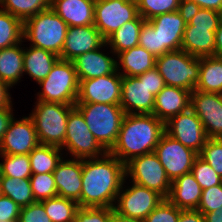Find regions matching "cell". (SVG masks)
Instances as JSON below:
<instances>
[{
	"instance_id": "6da1fadb",
	"label": "cell",
	"mask_w": 222,
	"mask_h": 222,
	"mask_svg": "<svg viewBox=\"0 0 222 222\" xmlns=\"http://www.w3.org/2000/svg\"><path fill=\"white\" fill-rule=\"evenodd\" d=\"M125 177V164L109 152L100 159H82L79 207L113 208Z\"/></svg>"
},
{
	"instance_id": "7a4b0ae2",
	"label": "cell",
	"mask_w": 222,
	"mask_h": 222,
	"mask_svg": "<svg viewBox=\"0 0 222 222\" xmlns=\"http://www.w3.org/2000/svg\"><path fill=\"white\" fill-rule=\"evenodd\" d=\"M165 133V123L153 114H125L110 154L126 164L132 158L154 152Z\"/></svg>"
},
{
	"instance_id": "3957f363",
	"label": "cell",
	"mask_w": 222,
	"mask_h": 222,
	"mask_svg": "<svg viewBox=\"0 0 222 222\" xmlns=\"http://www.w3.org/2000/svg\"><path fill=\"white\" fill-rule=\"evenodd\" d=\"M68 27L50 7L23 22V40L60 56Z\"/></svg>"
},
{
	"instance_id": "277c9868",
	"label": "cell",
	"mask_w": 222,
	"mask_h": 222,
	"mask_svg": "<svg viewBox=\"0 0 222 222\" xmlns=\"http://www.w3.org/2000/svg\"><path fill=\"white\" fill-rule=\"evenodd\" d=\"M99 144L109 152L115 145L125 112L120 105L75 103Z\"/></svg>"
},
{
	"instance_id": "5b68a950",
	"label": "cell",
	"mask_w": 222,
	"mask_h": 222,
	"mask_svg": "<svg viewBox=\"0 0 222 222\" xmlns=\"http://www.w3.org/2000/svg\"><path fill=\"white\" fill-rule=\"evenodd\" d=\"M79 83L73 61L59 59L47 77L38 83L42 92L38 93L37 101L75 105Z\"/></svg>"
},
{
	"instance_id": "8992f818",
	"label": "cell",
	"mask_w": 222,
	"mask_h": 222,
	"mask_svg": "<svg viewBox=\"0 0 222 222\" xmlns=\"http://www.w3.org/2000/svg\"><path fill=\"white\" fill-rule=\"evenodd\" d=\"M32 118L40 144L61 147L65 141L67 118L75 105L36 101Z\"/></svg>"
},
{
	"instance_id": "52a82bcc",
	"label": "cell",
	"mask_w": 222,
	"mask_h": 222,
	"mask_svg": "<svg viewBox=\"0 0 222 222\" xmlns=\"http://www.w3.org/2000/svg\"><path fill=\"white\" fill-rule=\"evenodd\" d=\"M155 68L162 76L165 85L192 92L199 81L200 58L184 50L171 51L156 57Z\"/></svg>"
},
{
	"instance_id": "ba28073f",
	"label": "cell",
	"mask_w": 222,
	"mask_h": 222,
	"mask_svg": "<svg viewBox=\"0 0 222 222\" xmlns=\"http://www.w3.org/2000/svg\"><path fill=\"white\" fill-rule=\"evenodd\" d=\"M125 173L130 175L132 182L168 197L171 181L155 152L132 158L125 164Z\"/></svg>"
},
{
	"instance_id": "9c48e42d",
	"label": "cell",
	"mask_w": 222,
	"mask_h": 222,
	"mask_svg": "<svg viewBox=\"0 0 222 222\" xmlns=\"http://www.w3.org/2000/svg\"><path fill=\"white\" fill-rule=\"evenodd\" d=\"M63 147L77 159L98 158L107 153L93 136L82 114L76 108L69 113L67 118L65 141L60 148Z\"/></svg>"
},
{
	"instance_id": "30bf717a",
	"label": "cell",
	"mask_w": 222,
	"mask_h": 222,
	"mask_svg": "<svg viewBox=\"0 0 222 222\" xmlns=\"http://www.w3.org/2000/svg\"><path fill=\"white\" fill-rule=\"evenodd\" d=\"M138 15L136 0H95L94 26L105 40Z\"/></svg>"
},
{
	"instance_id": "8fae6325",
	"label": "cell",
	"mask_w": 222,
	"mask_h": 222,
	"mask_svg": "<svg viewBox=\"0 0 222 222\" xmlns=\"http://www.w3.org/2000/svg\"><path fill=\"white\" fill-rule=\"evenodd\" d=\"M125 180L116 197L118 204L113 206V210L125 217L145 220L148 214L163 201L164 197L158 192L134 182H132V187L124 190Z\"/></svg>"
},
{
	"instance_id": "7c38bea8",
	"label": "cell",
	"mask_w": 222,
	"mask_h": 222,
	"mask_svg": "<svg viewBox=\"0 0 222 222\" xmlns=\"http://www.w3.org/2000/svg\"><path fill=\"white\" fill-rule=\"evenodd\" d=\"M154 152L171 182L177 177L191 172L193 162L198 156L195 151L187 148L166 132L161 137Z\"/></svg>"
},
{
	"instance_id": "4fadbf2b",
	"label": "cell",
	"mask_w": 222,
	"mask_h": 222,
	"mask_svg": "<svg viewBox=\"0 0 222 222\" xmlns=\"http://www.w3.org/2000/svg\"><path fill=\"white\" fill-rule=\"evenodd\" d=\"M119 65L117 62V70L112 74L81 80L76 103L120 105L122 76L118 72Z\"/></svg>"
},
{
	"instance_id": "5bb4252c",
	"label": "cell",
	"mask_w": 222,
	"mask_h": 222,
	"mask_svg": "<svg viewBox=\"0 0 222 222\" xmlns=\"http://www.w3.org/2000/svg\"><path fill=\"white\" fill-rule=\"evenodd\" d=\"M165 132L198 155L208 140L201 120L191 108L166 122Z\"/></svg>"
},
{
	"instance_id": "9a60e30c",
	"label": "cell",
	"mask_w": 222,
	"mask_h": 222,
	"mask_svg": "<svg viewBox=\"0 0 222 222\" xmlns=\"http://www.w3.org/2000/svg\"><path fill=\"white\" fill-rule=\"evenodd\" d=\"M190 108L201 120L208 138H222V99L219 93L192 91Z\"/></svg>"
},
{
	"instance_id": "2e32d148",
	"label": "cell",
	"mask_w": 222,
	"mask_h": 222,
	"mask_svg": "<svg viewBox=\"0 0 222 222\" xmlns=\"http://www.w3.org/2000/svg\"><path fill=\"white\" fill-rule=\"evenodd\" d=\"M14 119L13 117L0 143V154H29L40 144L33 120L30 116L16 121Z\"/></svg>"
},
{
	"instance_id": "e0dca14e",
	"label": "cell",
	"mask_w": 222,
	"mask_h": 222,
	"mask_svg": "<svg viewBox=\"0 0 222 222\" xmlns=\"http://www.w3.org/2000/svg\"><path fill=\"white\" fill-rule=\"evenodd\" d=\"M154 103L147 77L122 76L120 106L125 114H153Z\"/></svg>"
},
{
	"instance_id": "ac0fdd59",
	"label": "cell",
	"mask_w": 222,
	"mask_h": 222,
	"mask_svg": "<svg viewBox=\"0 0 222 222\" xmlns=\"http://www.w3.org/2000/svg\"><path fill=\"white\" fill-rule=\"evenodd\" d=\"M106 45L99 30L94 25L68 27L61 55L62 60L73 61L83 53Z\"/></svg>"
},
{
	"instance_id": "d6986e66",
	"label": "cell",
	"mask_w": 222,
	"mask_h": 222,
	"mask_svg": "<svg viewBox=\"0 0 222 222\" xmlns=\"http://www.w3.org/2000/svg\"><path fill=\"white\" fill-rule=\"evenodd\" d=\"M158 31L159 56L181 50L186 22L178 11L164 13L148 20Z\"/></svg>"
},
{
	"instance_id": "ffe728a7",
	"label": "cell",
	"mask_w": 222,
	"mask_h": 222,
	"mask_svg": "<svg viewBox=\"0 0 222 222\" xmlns=\"http://www.w3.org/2000/svg\"><path fill=\"white\" fill-rule=\"evenodd\" d=\"M58 196L78 201L82 191V159L73 158L58 163L53 171Z\"/></svg>"
},
{
	"instance_id": "44dd1931",
	"label": "cell",
	"mask_w": 222,
	"mask_h": 222,
	"mask_svg": "<svg viewBox=\"0 0 222 222\" xmlns=\"http://www.w3.org/2000/svg\"><path fill=\"white\" fill-rule=\"evenodd\" d=\"M190 94L186 89L165 85L155 96L153 115L163 123L168 122L190 108Z\"/></svg>"
},
{
	"instance_id": "7402d4cb",
	"label": "cell",
	"mask_w": 222,
	"mask_h": 222,
	"mask_svg": "<svg viewBox=\"0 0 222 222\" xmlns=\"http://www.w3.org/2000/svg\"><path fill=\"white\" fill-rule=\"evenodd\" d=\"M50 7L69 27L94 25L95 0H51Z\"/></svg>"
},
{
	"instance_id": "603a6c76",
	"label": "cell",
	"mask_w": 222,
	"mask_h": 222,
	"mask_svg": "<svg viewBox=\"0 0 222 222\" xmlns=\"http://www.w3.org/2000/svg\"><path fill=\"white\" fill-rule=\"evenodd\" d=\"M100 50L97 48L83 53L73 60L79 82L112 74L117 70V61Z\"/></svg>"
},
{
	"instance_id": "cb8c5ba5",
	"label": "cell",
	"mask_w": 222,
	"mask_h": 222,
	"mask_svg": "<svg viewBox=\"0 0 222 222\" xmlns=\"http://www.w3.org/2000/svg\"><path fill=\"white\" fill-rule=\"evenodd\" d=\"M203 189L191 172L171 182L167 199L181 210L197 209Z\"/></svg>"
},
{
	"instance_id": "d4e9b609",
	"label": "cell",
	"mask_w": 222,
	"mask_h": 222,
	"mask_svg": "<svg viewBox=\"0 0 222 222\" xmlns=\"http://www.w3.org/2000/svg\"><path fill=\"white\" fill-rule=\"evenodd\" d=\"M181 50L197 58L215 56V31L186 24Z\"/></svg>"
},
{
	"instance_id": "484cf974",
	"label": "cell",
	"mask_w": 222,
	"mask_h": 222,
	"mask_svg": "<svg viewBox=\"0 0 222 222\" xmlns=\"http://www.w3.org/2000/svg\"><path fill=\"white\" fill-rule=\"evenodd\" d=\"M59 59L60 57L58 55L31 45L29 49H24L23 72L29 74L31 78L39 83L47 77L52 67Z\"/></svg>"
},
{
	"instance_id": "4316f807",
	"label": "cell",
	"mask_w": 222,
	"mask_h": 222,
	"mask_svg": "<svg viewBox=\"0 0 222 222\" xmlns=\"http://www.w3.org/2000/svg\"><path fill=\"white\" fill-rule=\"evenodd\" d=\"M117 57L124 71L119 72L121 76H139L156 65V57L139 45L120 52Z\"/></svg>"
},
{
	"instance_id": "83f0119b",
	"label": "cell",
	"mask_w": 222,
	"mask_h": 222,
	"mask_svg": "<svg viewBox=\"0 0 222 222\" xmlns=\"http://www.w3.org/2000/svg\"><path fill=\"white\" fill-rule=\"evenodd\" d=\"M18 43L11 47L0 49V80L10 88L23 76L24 49Z\"/></svg>"
},
{
	"instance_id": "f1b7e54d",
	"label": "cell",
	"mask_w": 222,
	"mask_h": 222,
	"mask_svg": "<svg viewBox=\"0 0 222 222\" xmlns=\"http://www.w3.org/2000/svg\"><path fill=\"white\" fill-rule=\"evenodd\" d=\"M195 90L205 93H220L222 90V58H200L199 81Z\"/></svg>"
},
{
	"instance_id": "f546056e",
	"label": "cell",
	"mask_w": 222,
	"mask_h": 222,
	"mask_svg": "<svg viewBox=\"0 0 222 222\" xmlns=\"http://www.w3.org/2000/svg\"><path fill=\"white\" fill-rule=\"evenodd\" d=\"M146 20L138 15L134 20L126 22L116 32L106 39V45H110L112 53L119 54L122 51L139 45V35L143 23Z\"/></svg>"
},
{
	"instance_id": "4dcf8cb0",
	"label": "cell",
	"mask_w": 222,
	"mask_h": 222,
	"mask_svg": "<svg viewBox=\"0 0 222 222\" xmlns=\"http://www.w3.org/2000/svg\"><path fill=\"white\" fill-rule=\"evenodd\" d=\"M62 150L53 145L39 144L36 146L28 154L32 174L53 173L62 159V153H60Z\"/></svg>"
},
{
	"instance_id": "1f68e13d",
	"label": "cell",
	"mask_w": 222,
	"mask_h": 222,
	"mask_svg": "<svg viewBox=\"0 0 222 222\" xmlns=\"http://www.w3.org/2000/svg\"><path fill=\"white\" fill-rule=\"evenodd\" d=\"M2 195L11 198L21 208L35 202L30 179L0 176Z\"/></svg>"
},
{
	"instance_id": "d6a6232c",
	"label": "cell",
	"mask_w": 222,
	"mask_h": 222,
	"mask_svg": "<svg viewBox=\"0 0 222 222\" xmlns=\"http://www.w3.org/2000/svg\"><path fill=\"white\" fill-rule=\"evenodd\" d=\"M41 202L51 222H72L79 209L77 201L60 196H55Z\"/></svg>"
},
{
	"instance_id": "836d02e7",
	"label": "cell",
	"mask_w": 222,
	"mask_h": 222,
	"mask_svg": "<svg viewBox=\"0 0 222 222\" xmlns=\"http://www.w3.org/2000/svg\"><path fill=\"white\" fill-rule=\"evenodd\" d=\"M23 22L11 13L0 9V49L22 42Z\"/></svg>"
},
{
	"instance_id": "e575fe53",
	"label": "cell",
	"mask_w": 222,
	"mask_h": 222,
	"mask_svg": "<svg viewBox=\"0 0 222 222\" xmlns=\"http://www.w3.org/2000/svg\"><path fill=\"white\" fill-rule=\"evenodd\" d=\"M51 0H1L0 4L7 11L19 18L22 22L35 16L37 13L50 8Z\"/></svg>"
},
{
	"instance_id": "d590c367",
	"label": "cell",
	"mask_w": 222,
	"mask_h": 222,
	"mask_svg": "<svg viewBox=\"0 0 222 222\" xmlns=\"http://www.w3.org/2000/svg\"><path fill=\"white\" fill-rule=\"evenodd\" d=\"M0 155L4 158L0 163V176L30 178L32 171L28 154Z\"/></svg>"
},
{
	"instance_id": "8d00e7d4",
	"label": "cell",
	"mask_w": 222,
	"mask_h": 222,
	"mask_svg": "<svg viewBox=\"0 0 222 222\" xmlns=\"http://www.w3.org/2000/svg\"><path fill=\"white\" fill-rule=\"evenodd\" d=\"M138 14L146 21L164 14L178 11L181 0H136Z\"/></svg>"
},
{
	"instance_id": "74e56055",
	"label": "cell",
	"mask_w": 222,
	"mask_h": 222,
	"mask_svg": "<svg viewBox=\"0 0 222 222\" xmlns=\"http://www.w3.org/2000/svg\"><path fill=\"white\" fill-rule=\"evenodd\" d=\"M29 179L35 201L58 196L53 173L32 174Z\"/></svg>"
},
{
	"instance_id": "f35d334b",
	"label": "cell",
	"mask_w": 222,
	"mask_h": 222,
	"mask_svg": "<svg viewBox=\"0 0 222 222\" xmlns=\"http://www.w3.org/2000/svg\"><path fill=\"white\" fill-rule=\"evenodd\" d=\"M191 173L202 189H208L212 186L222 184V178L199 155L193 162Z\"/></svg>"
},
{
	"instance_id": "ab89813d",
	"label": "cell",
	"mask_w": 222,
	"mask_h": 222,
	"mask_svg": "<svg viewBox=\"0 0 222 222\" xmlns=\"http://www.w3.org/2000/svg\"><path fill=\"white\" fill-rule=\"evenodd\" d=\"M199 156L222 178V138H208Z\"/></svg>"
},
{
	"instance_id": "60d3db41",
	"label": "cell",
	"mask_w": 222,
	"mask_h": 222,
	"mask_svg": "<svg viewBox=\"0 0 222 222\" xmlns=\"http://www.w3.org/2000/svg\"><path fill=\"white\" fill-rule=\"evenodd\" d=\"M112 207H79L72 222H112Z\"/></svg>"
},
{
	"instance_id": "b9f144b4",
	"label": "cell",
	"mask_w": 222,
	"mask_h": 222,
	"mask_svg": "<svg viewBox=\"0 0 222 222\" xmlns=\"http://www.w3.org/2000/svg\"><path fill=\"white\" fill-rule=\"evenodd\" d=\"M181 209L173 205L167 198L145 218V222H178Z\"/></svg>"
},
{
	"instance_id": "7bdbcfd3",
	"label": "cell",
	"mask_w": 222,
	"mask_h": 222,
	"mask_svg": "<svg viewBox=\"0 0 222 222\" xmlns=\"http://www.w3.org/2000/svg\"><path fill=\"white\" fill-rule=\"evenodd\" d=\"M222 206V184L203 189L197 210L202 214L212 212Z\"/></svg>"
},
{
	"instance_id": "ee69618b",
	"label": "cell",
	"mask_w": 222,
	"mask_h": 222,
	"mask_svg": "<svg viewBox=\"0 0 222 222\" xmlns=\"http://www.w3.org/2000/svg\"><path fill=\"white\" fill-rule=\"evenodd\" d=\"M139 46L148 50L155 57H159L158 31H155L149 21H145L142 25L139 35Z\"/></svg>"
},
{
	"instance_id": "f6af8a7d",
	"label": "cell",
	"mask_w": 222,
	"mask_h": 222,
	"mask_svg": "<svg viewBox=\"0 0 222 222\" xmlns=\"http://www.w3.org/2000/svg\"><path fill=\"white\" fill-rule=\"evenodd\" d=\"M220 23L219 12L203 8H200L197 14L188 22L193 27L209 28V31H216Z\"/></svg>"
},
{
	"instance_id": "bcb514c9",
	"label": "cell",
	"mask_w": 222,
	"mask_h": 222,
	"mask_svg": "<svg viewBox=\"0 0 222 222\" xmlns=\"http://www.w3.org/2000/svg\"><path fill=\"white\" fill-rule=\"evenodd\" d=\"M18 222H51V219L45 212L43 203L35 201L21 208Z\"/></svg>"
},
{
	"instance_id": "7dc6e473",
	"label": "cell",
	"mask_w": 222,
	"mask_h": 222,
	"mask_svg": "<svg viewBox=\"0 0 222 222\" xmlns=\"http://www.w3.org/2000/svg\"><path fill=\"white\" fill-rule=\"evenodd\" d=\"M21 207L11 198L0 196V220L8 222H18Z\"/></svg>"
},
{
	"instance_id": "c3c4849f",
	"label": "cell",
	"mask_w": 222,
	"mask_h": 222,
	"mask_svg": "<svg viewBox=\"0 0 222 222\" xmlns=\"http://www.w3.org/2000/svg\"><path fill=\"white\" fill-rule=\"evenodd\" d=\"M137 77H147V86L149 87L151 94L154 96H156L165 86L164 80L156 68L148 70Z\"/></svg>"
},
{
	"instance_id": "681fc988",
	"label": "cell",
	"mask_w": 222,
	"mask_h": 222,
	"mask_svg": "<svg viewBox=\"0 0 222 222\" xmlns=\"http://www.w3.org/2000/svg\"><path fill=\"white\" fill-rule=\"evenodd\" d=\"M200 6L189 0H181L178 12L186 23H188L199 11Z\"/></svg>"
},
{
	"instance_id": "f907efd6",
	"label": "cell",
	"mask_w": 222,
	"mask_h": 222,
	"mask_svg": "<svg viewBox=\"0 0 222 222\" xmlns=\"http://www.w3.org/2000/svg\"><path fill=\"white\" fill-rule=\"evenodd\" d=\"M12 104L7 107L0 108V143L2 142L5 132L8 130L9 124L13 119Z\"/></svg>"
},
{
	"instance_id": "816d5d0a",
	"label": "cell",
	"mask_w": 222,
	"mask_h": 222,
	"mask_svg": "<svg viewBox=\"0 0 222 222\" xmlns=\"http://www.w3.org/2000/svg\"><path fill=\"white\" fill-rule=\"evenodd\" d=\"M178 222H205V218L197 209L181 210Z\"/></svg>"
},
{
	"instance_id": "f5cc1de1",
	"label": "cell",
	"mask_w": 222,
	"mask_h": 222,
	"mask_svg": "<svg viewBox=\"0 0 222 222\" xmlns=\"http://www.w3.org/2000/svg\"><path fill=\"white\" fill-rule=\"evenodd\" d=\"M195 2L200 8L211 9L217 12L220 11L222 7V0H189Z\"/></svg>"
},
{
	"instance_id": "db71d44e",
	"label": "cell",
	"mask_w": 222,
	"mask_h": 222,
	"mask_svg": "<svg viewBox=\"0 0 222 222\" xmlns=\"http://www.w3.org/2000/svg\"><path fill=\"white\" fill-rule=\"evenodd\" d=\"M9 88L5 82L0 80V108L7 107L12 103Z\"/></svg>"
},
{
	"instance_id": "11a10c76",
	"label": "cell",
	"mask_w": 222,
	"mask_h": 222,
	"mask_svg": "<svg viewBox=\"0 0 222 222\" xmlns=\"http://www.w3.org/2000/svg\"><path fill=\"white\" fill-rule=\"evenodd\" d=\"M215 56L222 58V22L215 31Z\"/></svg>"
},
{
	"instance_id": "9f6ffc18",
	"label": "cell",
	"mask_w": 222,
	"mask_h": 222,
	"mask_svg": "<svg viewBox=\"0 0 222 222\" xmlns=\"http://www.w3.org/2000/svg\"><path fill=\"white\" fill-rule=\"evenodd\" d=\"M205 222H222V206L209 213H204Z\"/></svg>"
},
{
	"instance_id": "6f0895ef",
	"label": "cell",
	"mask_w": 222,
	"mask_h": 222,
	"mask_svg": "<svg viewBox=\"0 0 222 222\" xmlns=\"http://www.w3.org/2000/svg\"><path fill=\"white\" fill-rule=\"evenodd\" d=\"M112 222H145V220L142 219H136L131 217H125L123 215H120L119 213H116L113 210V219Z\"/></svg>"
},
{
	"instance_id": "680465c9",
	"label": "cell",
	"mask_w": 222,
	"mask_h": 222,
	"mask_svg": "<svg viewBox=\"0 0 222 222\" xmlns=\"http://www.w3.org/2000/svg\"><path fill=\"white\" fill-rule=\"evenodd\" d=\"M219 16H220V22H222V7H221V9L219 11Z\"/></svg>"
}]
</instances>
